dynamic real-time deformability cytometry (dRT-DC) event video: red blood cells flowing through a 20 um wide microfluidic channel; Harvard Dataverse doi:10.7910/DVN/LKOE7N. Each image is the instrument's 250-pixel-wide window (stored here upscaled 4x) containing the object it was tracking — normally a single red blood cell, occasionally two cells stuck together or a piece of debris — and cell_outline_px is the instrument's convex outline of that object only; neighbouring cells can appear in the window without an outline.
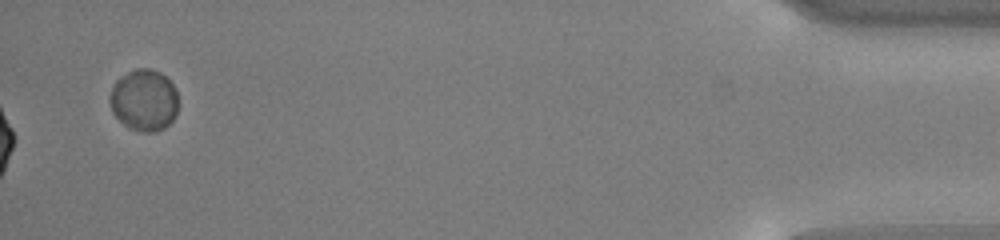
{"species": "common noctule bat (a hibernating species)", "species_latin": "Nyctalus noctula", "temperature_condition": "cold", "stored_images_in_passage": 55, "camera_frame_rate_fps": 3000, "um_per_image_px": 0.085, "animal": {"sex": "male", "body_mass_g": 13.0, "forearm_length_mm": 53.1}, "frame": {"image": 1, "passage_image": 55, "time_ms": 18.0, "image_size_px": [1000, 240], "cell_outline_px": [[176, 116], [164, 128], [152, 132], [144, 132], [128, 128], [112, 112], [108, 100], [108, 96], [116, 80], [120, 76], [136, 68], [148, 68], [160, 72], [172, 84], [176, 92]], "centroid_in_image_um": [12.2, 8.51], "position_along_channel_um": 423.0, "area_um2": 24.51}, "authors_computed_cell_mechanics": {"area_um2": 17.4556, "velocity_mm_per_s": 3.7609, "shape_relaxation_time_tau1_ms": 1.8103, "shape_relaxation_time_tau2_ms": null, "deformation_change_tau1": 0.106, "deformation_change_tau2": null}}